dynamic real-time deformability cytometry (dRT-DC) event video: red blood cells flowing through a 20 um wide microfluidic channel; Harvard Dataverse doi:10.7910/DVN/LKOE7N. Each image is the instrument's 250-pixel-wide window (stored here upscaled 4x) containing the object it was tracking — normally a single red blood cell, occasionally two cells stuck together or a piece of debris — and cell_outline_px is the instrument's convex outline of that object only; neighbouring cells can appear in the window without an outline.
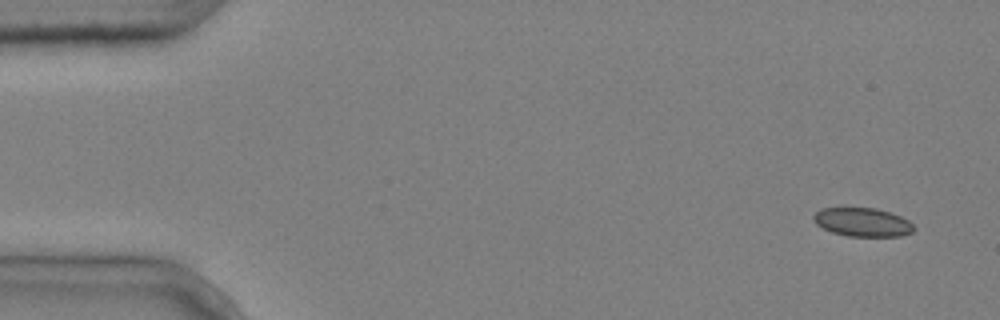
{"species": "common noctule bat (a hibernating species)", "species_latin": "Nyctalus noctula", "temperature_condition": "cold", "stored_images_in_passage": 5, "segment_of_instrument_passage": [1, 2], "camera_frame_rate_fps": 3000, "um_per_image_px": 0.085, "animal": {"sex": "male", "body_mass_g": 20.4}, "frame": {"image": 1, "passage_image": 1, "time_ms": 0.0, "image_size_px": [1000, 320], "cell_outline_px": [[916, 228], [912, 232], [900, 236], [848, 236], [832, 232], [816, 224], [812, 220], [812, 216], [820, 208], [876, 208], [900, 216], [908, 220]], "centroid_in_image_um": [73.3, 18.88], "position_along_channel_um": 11.7, "area_um2": 16.7}}